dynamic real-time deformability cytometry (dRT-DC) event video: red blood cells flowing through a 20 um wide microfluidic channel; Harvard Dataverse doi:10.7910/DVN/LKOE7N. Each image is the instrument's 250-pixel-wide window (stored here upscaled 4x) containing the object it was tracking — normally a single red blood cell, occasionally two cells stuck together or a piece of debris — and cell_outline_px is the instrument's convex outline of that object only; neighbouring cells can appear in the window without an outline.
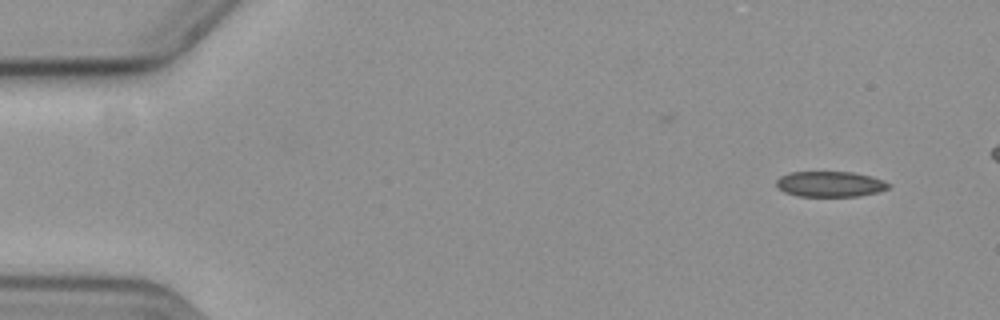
{"species": "common noctule bat (a hibernating species)", "species_latin": "Nyctalus noctula", "temperature_condition": "cold", "stored_images_in_passage": 21, "camera_frame_rate_fps": 3000, "um_per_image_px": 0.085, "animal": {"sex": "female", "body_mass_g": 19.3, "forearm_length_mm": 54.1}, "frame": {"image": 1, "passage_image": 1, "time_ms": 0.0, "image_size_px": [1000, 320], "cell_outline_px": [[892, 184], [888, 188], [876, 192], [856, 196], [800, 196], [784, 192], [776, 184], [776, 180], [780, 176], [792, 172], [852, 172], [872, 176], [884, 180]], "centroid_in_image_um": [70.58, 15.64], "position_along_channel_um": 14.4, "area_um2": 16.59}}
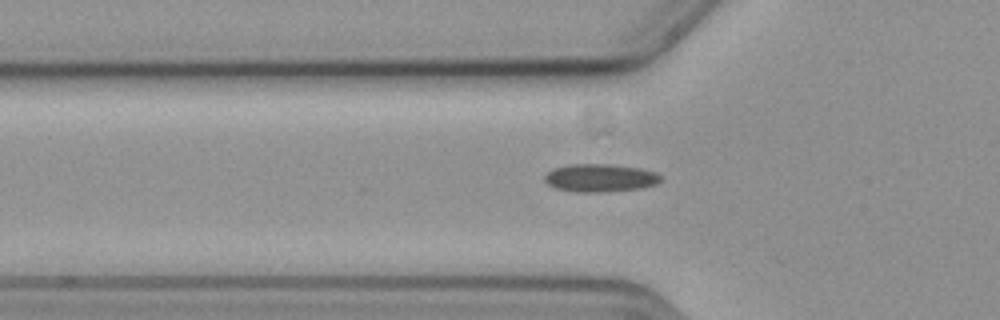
{"frame": {"image": 2, "passage_image": 16, "time_ms": 5.0, "image_size_px": [1000, 320], "cell_outline_px": [[660, 180], [656, 184], [640, 188], [600, 192], [576, 192], [556, 188], [548, 184], [544, 180], [544, 176], [552, 168], [568, 164], [608, 164], [640, 168], [656, 172], [660, 176]], "centroid_in_image_um": [50.97, 15.11], "position_along_channel_um": 74.8, "area_um2": 18.84}}
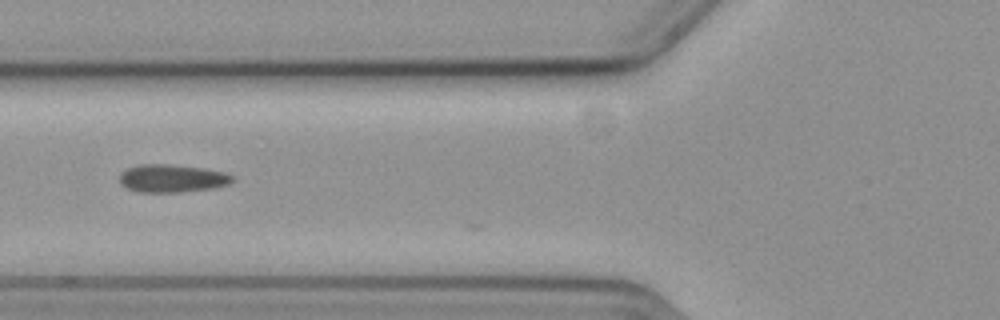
{"frame": {"image": 3, "passage_image": 19, "time_ms": 6.0, "image_size_px": [1000, 320], "cell_outline_px": [[236, 180], [228, 184], [212, 188], [180, 192], [140, 192], [128, 188], [120, 184], [120, 172], [128, 168], [140, 164], [168, 164], [204, 168], [224, 172], [232, 176]], "centroid_in_image_um": [14.62, 15.16], "position_along_channel_um": 111.2, "area_um2": 18.32}}